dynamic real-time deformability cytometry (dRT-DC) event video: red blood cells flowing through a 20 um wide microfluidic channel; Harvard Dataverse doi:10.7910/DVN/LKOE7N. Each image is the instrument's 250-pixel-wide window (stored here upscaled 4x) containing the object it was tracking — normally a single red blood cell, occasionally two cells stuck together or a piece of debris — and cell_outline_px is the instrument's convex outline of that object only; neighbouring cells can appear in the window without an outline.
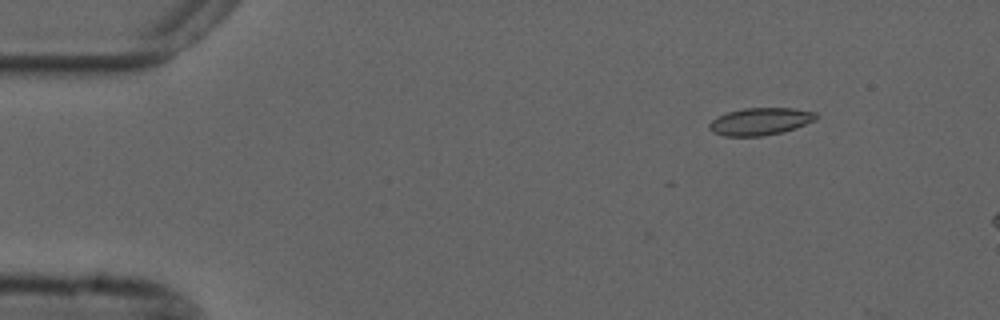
{"species": "common noctule bat (a hibernating species)", "species_latin": "Nyctalus noctula", "temperature_condition": "cold", "stored_images_in_passage": 4, "camera_frame_rate_fps": 3000, "um_per_image_px": 0.085, "animal": {"sex": "male", "forearm_length_mm": 52.5}, "frame": {"image": 1, "passage_image": 1, "time_ms": 0.0, "image_size_px": [1000, 320], "cell_outline_px": [[820, 116], [816, 120], [780, 132], [760, 136], [724, 136], [712, 132], [708, 128], [708, 124], [712, 120], [728, 112], [744, 108], [792, 108], [816, 112]], "centroid_in_image_um": [64.61, 10.31], "position_along_channel_um": 20.4, "area_um2": 16.82}}